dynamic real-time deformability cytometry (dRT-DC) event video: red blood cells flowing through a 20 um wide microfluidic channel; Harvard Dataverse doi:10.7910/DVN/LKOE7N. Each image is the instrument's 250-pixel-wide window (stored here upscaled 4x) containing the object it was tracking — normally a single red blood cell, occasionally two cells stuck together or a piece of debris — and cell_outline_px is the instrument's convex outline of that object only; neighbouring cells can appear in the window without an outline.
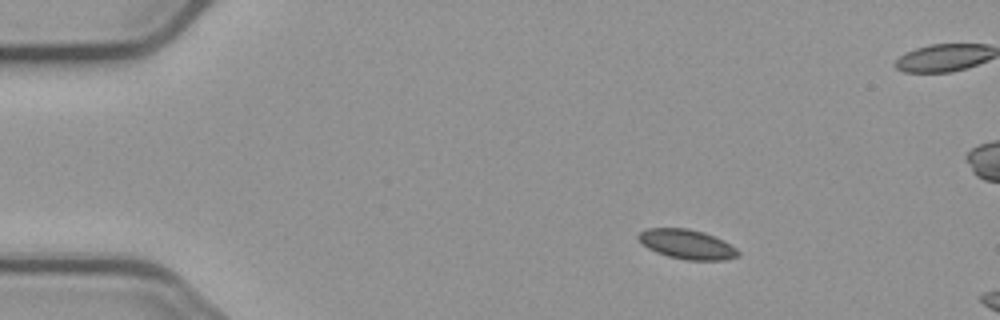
{"species": "common noctule bat (a hibernating species)", "species_latin": "Nyctalus noctula", "temperature_condition": "cold", "stored_images_in_passage": 4, "camera_frame_rate_fps": 3000, "um_per_image_px": 0.085, "animal": {"sex": "male", "body_mass_g": 23.1, "forearm_length_mm": 52.7}, "frame": {"image": 1, "passage_image": 2, "time_ms": 1.0, "image_size_px": [1000, 320], "cell_outline_px": [[740, 256], [724, 260], [684, 260], [668, 256], [656, 252], [648, 248], [636, 236], [640, 232], [648, 228], [688, 228], [704, 232], [724, 240], [736, 248], [740, 252]], "centroid_in_image_um": [58.43, 20.76], "position_along_channel_um": 26.6, "area_um2": 17.22}}